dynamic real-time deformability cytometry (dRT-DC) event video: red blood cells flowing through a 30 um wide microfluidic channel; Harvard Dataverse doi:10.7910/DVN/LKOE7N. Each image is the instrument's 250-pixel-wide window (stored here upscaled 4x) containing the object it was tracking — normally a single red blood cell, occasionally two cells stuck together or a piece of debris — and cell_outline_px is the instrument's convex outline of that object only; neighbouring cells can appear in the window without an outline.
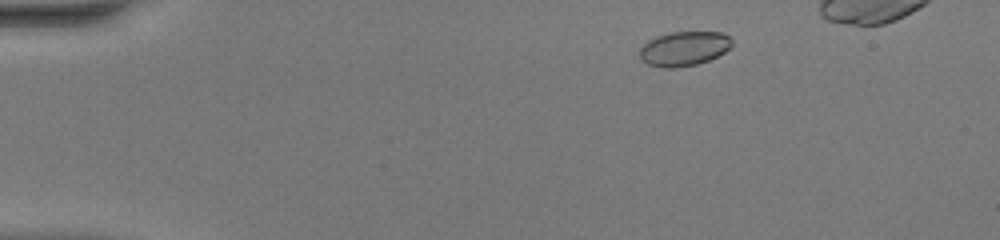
{"species": "common noctule bat (a hibernating species)", "species_latin": "Nyctalus noctula", "temperature_condition": "warm", "stored_images_in_passage": 43, "camera_frame_rate_fps": 3000, "um_per_image_px": 0.085, "animal": {"sex": "female", "body_mass_g": 20.0, "forearm_length_mm": 54.0}, "frame": {"image": 1, "passage_image": 5, "time_ms": 1.333, "image_size_px": [1000, 240], "cell_outline_px": [[732, 44], [724, 52], [708, 60], [696, 64], [672, 68], [664, 68], [648, 64], [640, 56], [640, 48], [648, 40], [656, 36], [672, 32], [724, 32], [732, 40]], "centroid_in_image_um": [58.14, 4.12], "position_along_channel_um": 26.9, "area_um2": 18.32}}
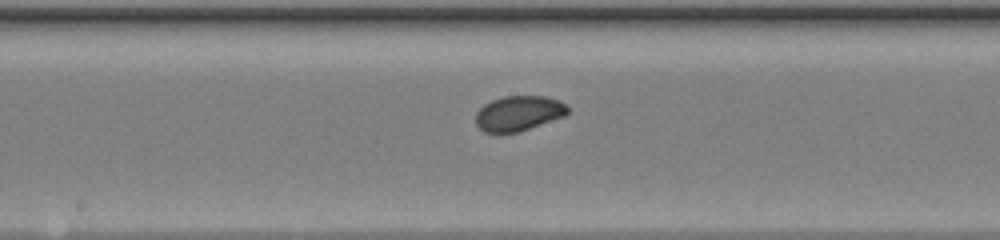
{"frame": {"image": 2, "passage_image": 24, "time_ms": 7.667, "image_size_px": [1000, 240], "cell_outline_px": [[568, 112], [564, 116], [520, 132], [484, 132], [476, 124], [476, 112], [484, 104], [492, 100], [504, 96], [544, 96], [560, 100], [568, 108]], "centroid_in_image_um": [44.08, 9.63], "position_along_channel_um": 204.1, "area_um2": 18.73}}
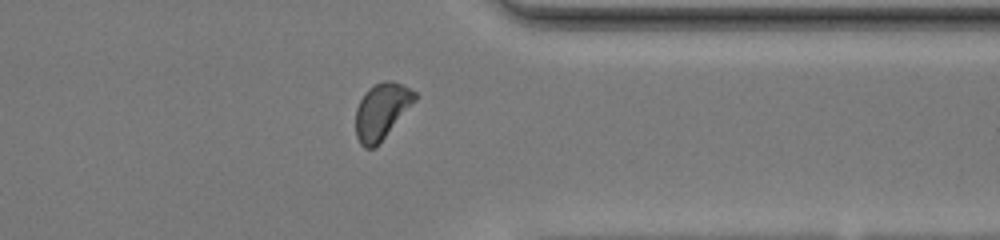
{"frame": {"image": 3, "passage_image": 37, "time_ms": 12.0, "image_size_px": [1000, 240], "cell_outline_px": [[416, 100], [376, 148], [364, 148], [360, 144], [356, 136], [356, 108], [364, 92], [368, 88], [384, 80], [392, 80], [416, 92]], "centroid_in_image_um": [32.42, 9.46], "position_along_channel_um": 379.0, "area_um2": 19.31}, "authors_computed_cell_mechanics": {"area_um2": 19.0162, "velocity_mm_per_s": 4.1311, "shape_relaxation_time_tau1_ms": 4.8162, "shape_relaxation_time_tau2_ms": null, "deformation_change_tau1": 0.1053, "deformation_change_tau2": null}}